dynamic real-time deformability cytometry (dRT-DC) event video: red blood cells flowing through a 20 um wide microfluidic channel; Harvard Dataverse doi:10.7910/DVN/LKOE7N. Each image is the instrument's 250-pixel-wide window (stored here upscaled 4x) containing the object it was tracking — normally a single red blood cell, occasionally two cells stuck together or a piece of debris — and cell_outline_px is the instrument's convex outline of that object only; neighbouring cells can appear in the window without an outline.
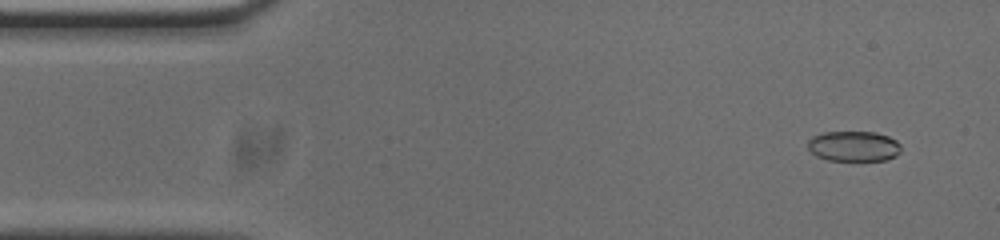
{"species": "common noctule bat (a hibernating species)", "species_latin": "Nyctalus noctula", "temperature_condition": "cold", "stored_images_in_passage": 53, "camera_frame_rate_fps": 3000, "um_per_image_px": 0.085, "animal": {"sex": "male", "body_mass_g": 20.0, "forearm_length_mm": 53.3}, "frame": {"image": 1, "passage_image": 4, "time_ms": 1.0, "image_size_px": [1000, 240], "cell_outline_px": [[900, 152], [896, 156], [884, 160], [828, 160], [816, 156], [808, 148], [808, 140], [812, 136], [824, 132], [876, 132], [888, 136], [896, 140], [900, 144]], "centroid_in_image_um": [72.56, 12.42], "position_along_channel_um": 12.4, "area_um2": 16.47}}
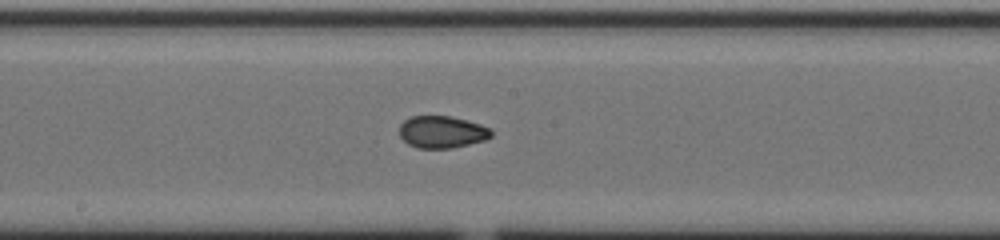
{"frame": {"image": 2, "passage_image": 27, "time_ms": 8.667, "image_size_px": [1000, 240], "cell_outline_px": [[492, 136], [484, 140], [452, 148], [416, 148], [408, 144], [400, 136], [400, 124], [404, 120], [412, 116], [452, 116], [480, 124], [492, 128]], "centroid_in_image_um": [37.57, 11.21], "position_along_channel_um": 210.6, "area_um2": 17.22}}
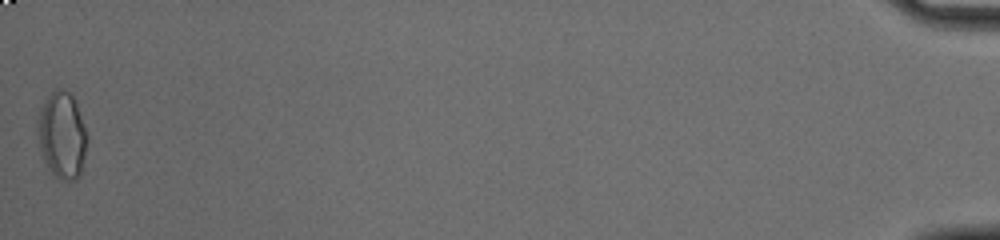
{"frame": {"image": 3, "passage_image": 53, "time_ms": 17.333, "image_size_px": [1000, 240], "cell_outline_px": [[88, 136], [80, 176], [76, 180], [60, 180], [52, 172], [44, 160], [40, 148], [36, 124], [36, 120], [40, 108], [48, 96], [56, 88], [64, 88], [72, 96], [76, 104]], "centroid_in_image_um": [5.26, 11.48], "position_along_channel_um": 429.9, "area_um2": 24.91}, "authors_computed_cell_mechanics": {"area_um2": 17.5134, "velocity_mm_per_s": 3.7949, "shape_relaxation_time_tau1_ms": null, "shape_relaxation_time_tau2_ms": 1.9731, "deformation_change_tau1": null, "deformation_change_tau2": 0.055}}